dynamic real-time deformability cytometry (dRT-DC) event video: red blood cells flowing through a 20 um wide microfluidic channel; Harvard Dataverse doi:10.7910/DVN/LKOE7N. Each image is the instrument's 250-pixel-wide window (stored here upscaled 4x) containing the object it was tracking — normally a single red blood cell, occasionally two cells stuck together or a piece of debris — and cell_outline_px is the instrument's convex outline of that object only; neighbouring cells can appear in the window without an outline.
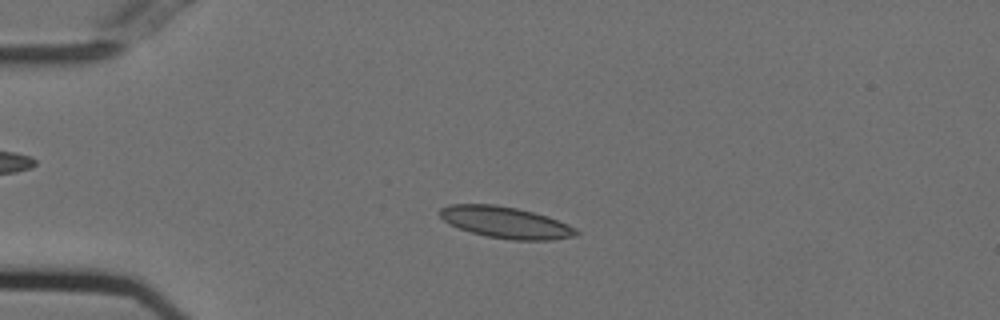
{"species": "Egyptian fruit bat (a non-hibernating species)", "species_latin": "Rousettus aegyptiacus", "temperature_condition": "cold", "stored_images_in_passage": 55, "camera_frame_rate_fps": 3000, "um_per_image_px": 0.085, "animal": {"sex": "female"}, "frame": {"image": 1, "passage_image": 14, "time_ms": 4.333, "image_size_px": [1000, 320], "cell_outline_px": [[580, 236], [552, 240], [512, 240], [488, 236], [472, 232], [460, 228], [444, 220], [440, 216], [440, 208], [448, 204], [496, 204], [516, 208], [548, 216], [568, 224], [576, 228], [580, 232]], "centroid_in_image_um": [43.05, 18.91], "position_along_channel_um": 42.0, "area_um2": 25.03}}
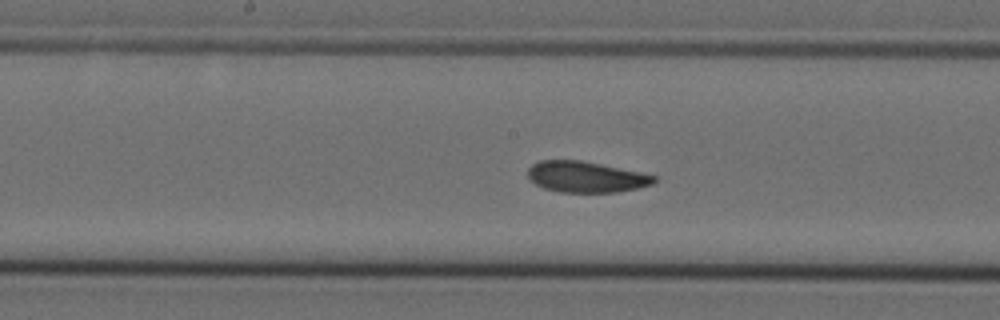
{"frame": {"image": 2, "passage_image": 29, "time_ms": 9.333, "image_size_px": [1000, 320], "cell_outline_px": [[656, 180], [652, 184], [636, 188], [616, 192], [560, 192], [544, 188], [536, 184], [528, 176], [528, 168], [532, 164], [540, 160], [580, 160], [640, 172], [656, 176]], "centroid_in_image_um": [49.78, 15.03], "position_along_channel_um": 198.4, "area_um2": 22.54}}
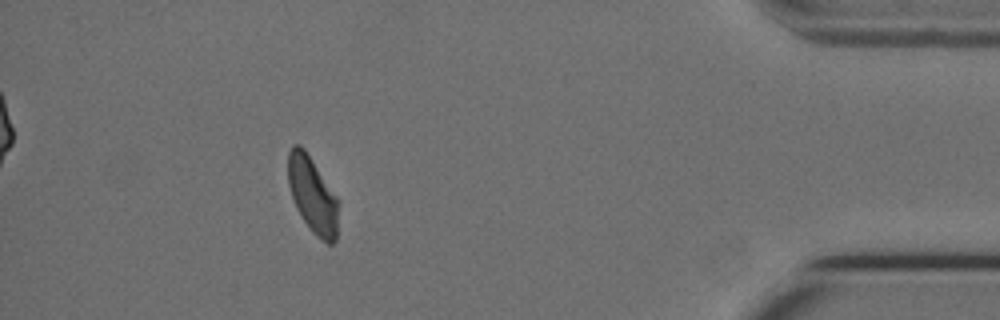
{"frame": {"image": 3, "passage_image": 50, "time_ms": 16.333, "image_size_px": [1000, 320], "cell_outline_px": [[340, 204], [336, 240], [332, 244], [328, 244], [316, 236], [312, 232], [296, 208], [288, 184], [288, 152], [292, 144], [300, 144], [304, 148], [340, 200]], "centroid_in_image_um": [26.6, 16.58], "position_along_channel_um": 408.6, "area_um2": 22.72}, "authors_computed_cell_mechanics": {"area_um2": 23.2934, "velocity_mm_per_s": 3.7096, "shape_relaxation_time_tau1_ms": 6.8106, "shape_relaxation_time_tau2_ms": 2.5547, "deformation_change_tau1": 0.15, "deformation_change_tau2": 0.0641}}